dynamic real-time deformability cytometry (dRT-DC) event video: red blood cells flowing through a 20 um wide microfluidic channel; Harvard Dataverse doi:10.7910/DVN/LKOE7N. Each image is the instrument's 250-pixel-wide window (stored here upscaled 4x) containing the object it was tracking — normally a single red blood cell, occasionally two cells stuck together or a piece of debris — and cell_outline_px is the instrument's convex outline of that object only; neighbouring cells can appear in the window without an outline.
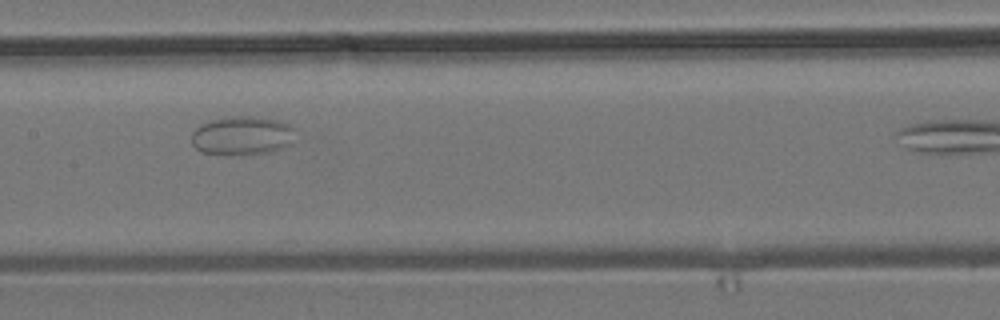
{"species": "common noctule bat (a hibernating species)", "species_latin": "Nyctalus noctula", "temperature_condition": "room temperature", "stored_images_in_passage": 25, "camera_frame_rate_fps": 3000, "um_per_image_px": 0.085, "animal": {"sex": "male", "body_mass_g": 19.2, "forearm_length_mm": 51.8}, "frame": {"image": 1, "passage_image": 18, "time_ms": 5.667, "image_size_px": [1000, 320], "cell_outline_px": [[296, 128], [292, 144], [272, 152], [200, 152], [192, 144], [192, 132], [200, 124], [212, 120], [240, 116], [252, 116], [276, 120], [288, 124]], "centroid_in_image_um": [20.63, 11.49], "position_along_channel_um": 186.8, "area_um2": 22.72}}